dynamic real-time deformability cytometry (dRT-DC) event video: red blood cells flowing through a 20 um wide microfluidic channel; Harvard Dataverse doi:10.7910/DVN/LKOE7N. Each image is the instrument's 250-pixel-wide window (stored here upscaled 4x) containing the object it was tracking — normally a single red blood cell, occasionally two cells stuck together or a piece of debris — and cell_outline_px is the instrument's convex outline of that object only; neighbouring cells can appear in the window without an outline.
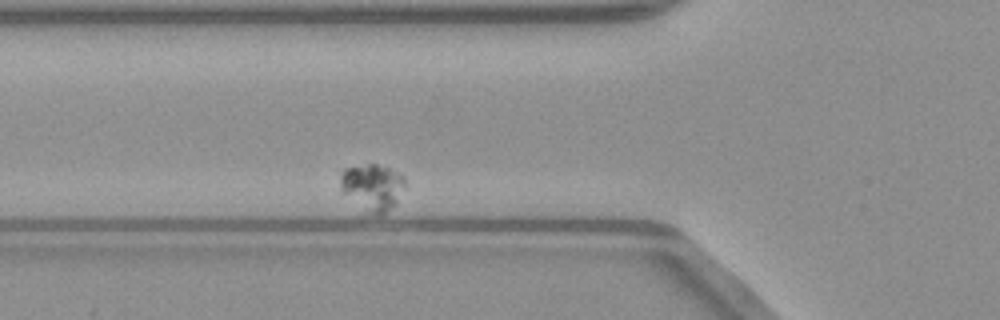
{"species": "common noctule bat (a hibernating species)", "species_latin": "Nyctalus noctula", "temperature_condition": "warm", "stored_images_in_passage": 33, "camera_frame_rate_fps": 3000, "um_per_image_px": 0.085, "animal": {"sex": "male", "body_mass_g": 23.1, "forearm_length_mm": 52.7}, "frame": {"image": 1, "passage_image": 6, "time_ms": 1.667, "image_size_px": [1000, 320], "cell_outline_px": [[404, 188], [396, 204], [380, 216], [376, 216], [368, 212], [344, 192], [340, 184], [340, 172], [344, 168], [368, 164], [376, 164], [388, 168], [404, 176]], "centroid_in_image_um": [31.67, 15.89], "position_along_channel_um": 94.1, "area_um2": 17.22}}